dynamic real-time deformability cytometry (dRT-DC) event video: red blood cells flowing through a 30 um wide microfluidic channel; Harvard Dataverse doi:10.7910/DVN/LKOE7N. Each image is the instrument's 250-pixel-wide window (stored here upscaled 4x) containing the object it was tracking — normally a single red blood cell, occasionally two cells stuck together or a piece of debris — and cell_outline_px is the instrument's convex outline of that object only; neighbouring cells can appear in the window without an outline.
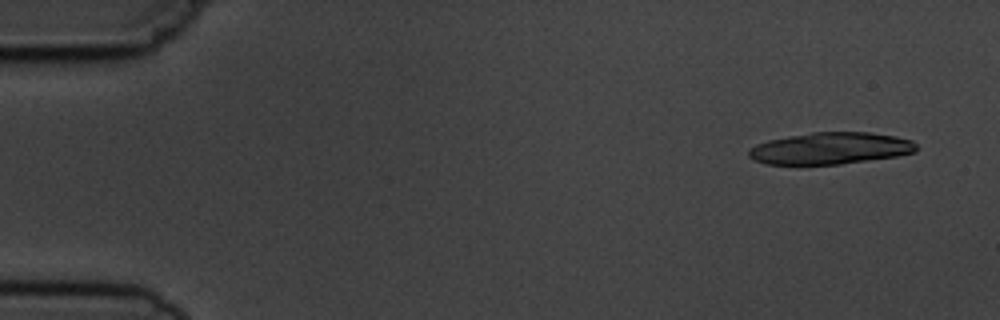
{"species": "common noctule bat (a hibernating species)", "species_latin": "Nyctalus noctula", "temperature_condition": "cold", "stored_images_in_passage": 6, "camera_frame_rate_fps": 3000, "um_per_image_px": 0.085, "animal": {"sex": "male", "body_mass_g": 19.5, "forearm_length_mm": 54.6}, "frame": {"image": 1, "passage_image": 1, "time_ms": 0.0, "image_size_px": [1000, 320], "cell_outline_px": [[916, 152], [896, 156], [840, 164], [768, 164], [756, 160], [748, 156], [748, 152], [756, 144], [768, 140], [788, 136], [812, 132], [868, 132], [896, 136], [912, 140], [916, 144]], "centroid_in_image_um": [70.61, 12.6], "position_along_channel_um": 14.4, "area_um2": 30.87}}
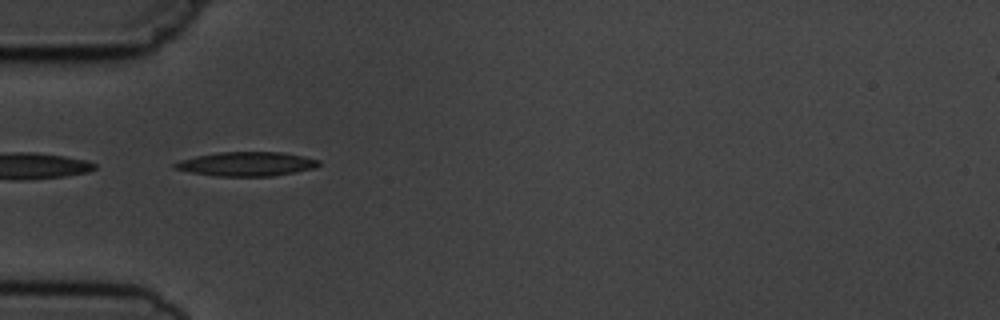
{"frame": {"image": 2, "passage_image": 5, "time_ms": 4.667, "image_size_px": [1000, 320], "cell_outline_px": [[320, 164], [316, 168], [272, 176], [216, 176], [192, 172], [172, 168], [172, 164], [180, 160], [196, 156], [216, 152], [284, 152], [304, 156], [320, 160]], "centroid_in_image_um": [20.97, 13.93], "position_along_channel_um": 64.0, "area_um2": 20.35}}
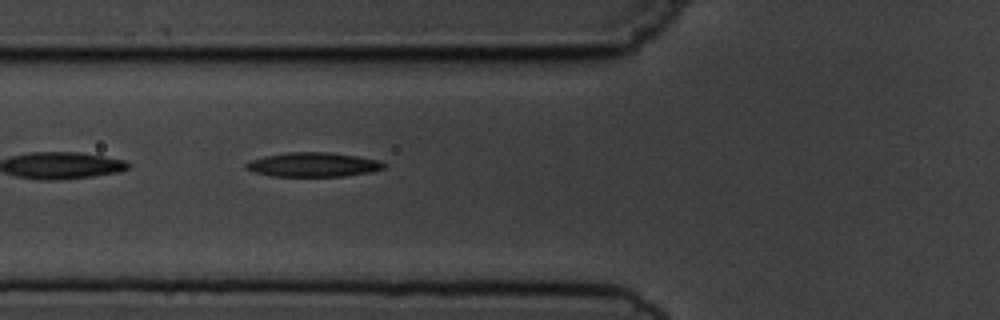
{"frame": {"image": 3, "passage_image": 6, "time_ms": 5.667, "image_size_px": [1000, 320], "cell_outline_px": [[384, 168], [368, 172], [344, 176], [272, 176], [256, 172], [244, 168], [244, 164], [248, 160], [264, 156], [288, 152], [328, 152], [356, 156], [380, 160], [384, 164]], "centroid_in_image_um": [26.56, 13.99], "position_along_channel_um": 99.2, "area_um2": 19.42}}